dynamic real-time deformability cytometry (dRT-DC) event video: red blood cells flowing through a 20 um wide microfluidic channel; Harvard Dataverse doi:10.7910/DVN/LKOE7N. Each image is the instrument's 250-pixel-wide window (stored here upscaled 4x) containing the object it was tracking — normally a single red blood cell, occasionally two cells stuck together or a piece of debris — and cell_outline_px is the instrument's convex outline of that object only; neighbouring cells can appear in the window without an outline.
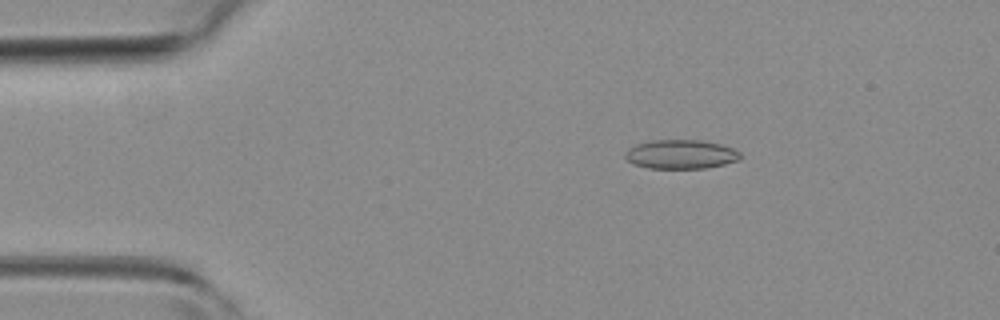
{"species": "common noctule bat (a hibernating species)", "species_latin": "Nyctalus noctula", "temperature_condition": "room temperature", "stored_images_in_passage": 41, "camera_frame_rate_fps": 3000, "um_per_image_px": 0.085, "animal": {"sex": "female", "body_mass_g": 19.3, "forearm_length_mm": 54.1}, "frame": {"image": 1, "passage_image": 6, "time_ms": 1.667, "image_size_px": [1000, 320], "cell_outline_px": [[740, 160], [724, 164], [704, 168], [648, 168], [632, 164], [624, 156], [624, 152], [628, 148], [636, 144], [652, 140], [700, 140], [720, 144], [732, 148], [740, 152]], "centroid_in_image_um": [57.84, 13.11], "position_along_channel_um": 27.2, "area_um2": 19.54}}
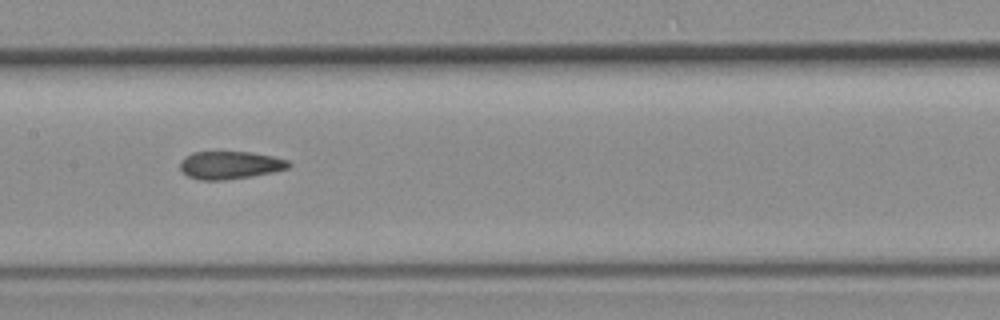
{"frame": {"image": 2, "passage_image": 22, "time_ms": 7.0, "image_size_px": [1000, 320], "cell_outline_px": [[292, 164], [288, 168], [272, 172], [252, 176], [224, 180], [200, 180], [188, 176], [180, 168], [180, 164], [184, 156], [192, 152], [252, 152], [272, 156], [288, 160]], "centroid_in_image_um": [19.55, 14.03], "position_along_channel_um": 187.8, "area_um2": 17.57}}
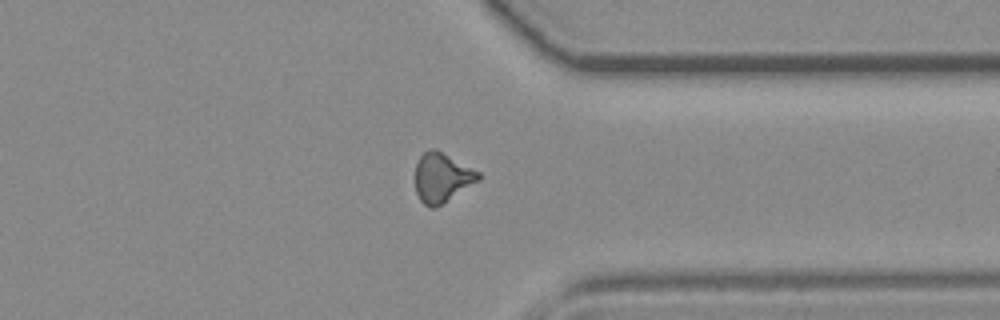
{"frame": {"image": 3, "passage_image": 36, "time_ms": 11.667, "image_size_px": [1000, 320], "cell_outline_px": [[480, 180], [440, 204], [432, 208], [428, 208], [420, 200], [416, 192], [416, 164], [420, 156], [424, 152], [432, 148], [436, 148], [480, 172]], "centroid_in_image_um": [37.56, 15.07], "position_along_channel_um": 373.8, "area_um2": 17.98}}